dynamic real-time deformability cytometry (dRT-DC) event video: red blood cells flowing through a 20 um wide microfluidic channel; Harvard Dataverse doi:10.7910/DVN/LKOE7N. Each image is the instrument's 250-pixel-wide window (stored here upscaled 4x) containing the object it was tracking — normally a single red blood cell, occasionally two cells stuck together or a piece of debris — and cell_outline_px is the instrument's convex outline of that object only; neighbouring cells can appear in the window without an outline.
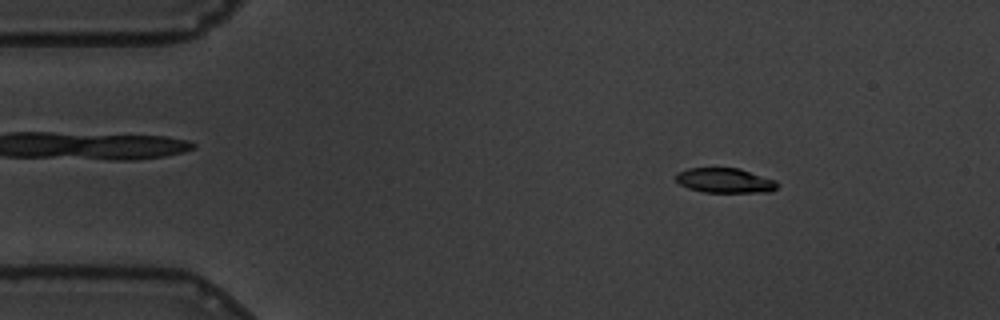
{"species": "common noctule bat (a hibernating species)", "species_latin": "Nyctalus noctula", "temperature_condition": "warm", "stored_images_in_passage": 56, "segment_of_instrument_passage": [1, 2], "camera_frame_rate_fps": 3000, "um_per_image_px": 0.085, "animal": {"sex": "male", "body_mass_g": 19.5, "forearm_length_mm": 54.6}, "frame": {"image": 1, "passage_image": 5, "time_ms": 1.333, "image_size_px": [1000, 320], "cell_outline_px": [[780, 184], [772, 192], [704, 192], [688, 188], [680, 184], [676, 180], [676, 172], [688, 168], [740, 168], [776, 180]], "centroid_in_image_um": [61.64, 15.34], "position_along_channel_um": 23.4, "area_um2": 14.8}}
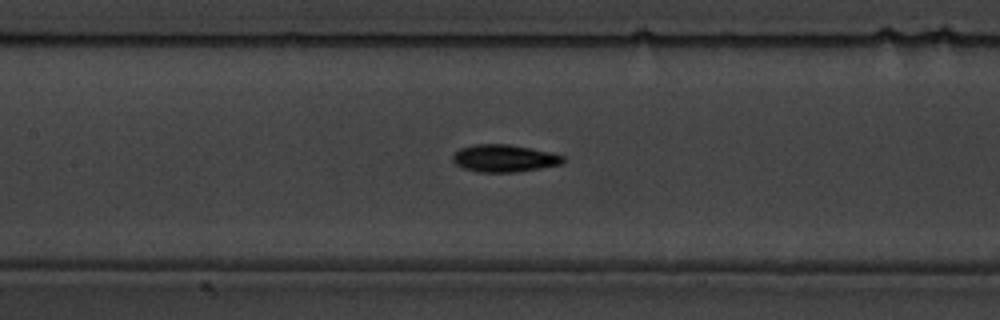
{"frame": {"image": 2, "passage_image": 23, "time_ms": 7.333, "image_size_px": [1000, 320], "cell_outline_px": [[564, 160], [560, 164], [540, 168], [516, 172], [480, 172], [464, 168], [456, 164], [452, 160], [452, 156], [460, 148], [476, 144], [508, 144], [552, 152], [564, 156]], "centroid_in_image_um": [42.86, 13.45], "position_along_channel_um": 164.5, "area_um2": 17.46}}
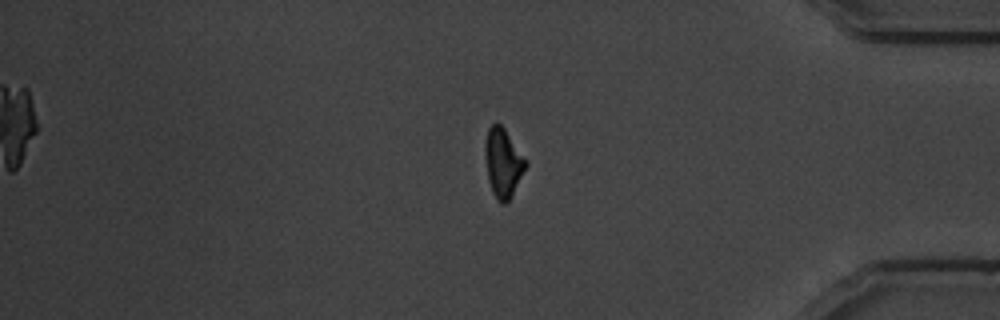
{"frame": {"image": 3, "passage_image": 45, "time_ms": 14.667, "image_size_px": [1000, 320], "cell_outline_px": [[528, 164], [512, 196], [504, 204], [500, 204], [496, 200], [492, 192], [488, 180], [484, 156], [484, 144], [488, 128], [496, 120], [504, 128], [528, 160]], "centroid_in_image_um": [42.75, 13.83], "position_along_channel_um": 392.4, "area_um2": 16.76}}